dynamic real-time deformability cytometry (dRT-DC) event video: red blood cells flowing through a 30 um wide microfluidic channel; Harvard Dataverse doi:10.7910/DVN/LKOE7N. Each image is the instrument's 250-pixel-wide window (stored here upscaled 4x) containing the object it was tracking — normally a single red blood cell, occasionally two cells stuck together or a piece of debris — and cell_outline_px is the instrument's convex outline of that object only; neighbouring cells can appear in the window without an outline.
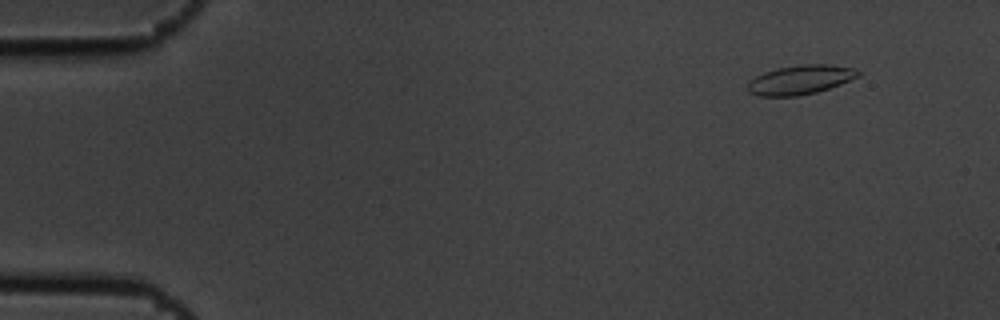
{"species": "common noctule bat (a hibernating species)", "species_latin": "Nyctalus noctula", "temperature_condition": "cold", "stored_images_in_passage": 6, "camera_frame_rate_fps": 3000, "um_per_image_px": 0.085, "animal": {"sex": "male", "body_mass_g": 19.5, "forearm_length_mm": 54.6}, "frame": {"image": 1, "passage_image": 2, "time_ms": 0.333, "image_size_px": [1000, 320], "cell_outline_px": [[860, 76], [840, 84], [816, 92], [796, 96], [760, 96], [748, 92], [748, 80], [764, 72], [776, 68], [800, 64], [828, 64], [856, 68], [860, 72]], "centroid_in_image_um": [68.02, 6.77], "position_along_channel_um": 17.0, "area_um2": 18.9}}